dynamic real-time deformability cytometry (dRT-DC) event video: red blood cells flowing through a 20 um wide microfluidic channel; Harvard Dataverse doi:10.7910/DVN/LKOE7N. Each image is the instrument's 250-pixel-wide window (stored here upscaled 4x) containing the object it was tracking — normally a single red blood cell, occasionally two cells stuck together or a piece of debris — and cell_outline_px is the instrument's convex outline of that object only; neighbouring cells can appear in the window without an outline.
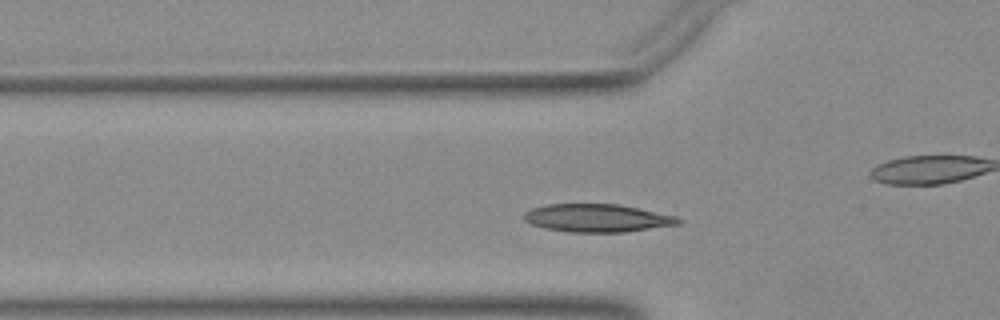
{"species": "Egyptian fruit bat (a non-hibernating species)", "species_latin": "Rousettus aegyptiacus", "temperature_condition": "warm", "stored_images_in_passage": 32, "camera_frame_rate_fps": 3000, "um_per_image_px": 0.085, "animal": {"sex": "female"}, "frame": {"image": 1, "passage_image": 4, "time_ms": 1.0, "image_size_px": [1000, 320], "cell_outline_px": [[684, 224], [624, 232], [572, 232], [544, 228], [532, 224], [524, 220], [524, 212], [532, 208], [548, 204], [620, 204], [676, 216], [684, 220]], "centroid_in_image_um": [50.82, 18.53], "position_along_channel_um": 75.0, "area_um2": 25.32}}
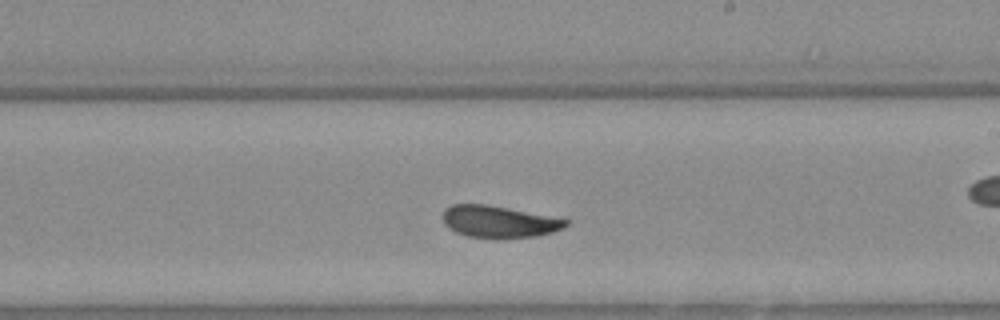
{"frame": {"image": 2, "passage_image": 17, "time_ms": 5.333, "image_size_px": [1000, 320], "cell_outline_px": [[568, 224], [564, 228], [552, 232], [536, 236], [500, 240], [492, 240], [468, 236], [456, 232], [448, 228], [444, 224], [440, 216], [452, 204], [484, 204], [568, 220]], "centroid_in_image_um": [42.35, 18.89], "position_along_channel_um": 246.7, "area_um2": 23.0}}
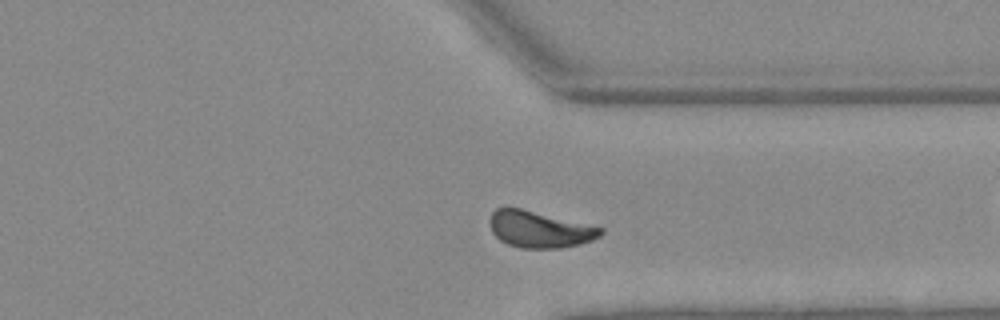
{"frame": {"image": 3, "passage_image": 26, "time_ms": 8.333, "image_size_px": [1000, 320], "cell_outline_px": [[604, 232], [600, 236], [592, 240], [580, 244], [560, 248], [520, 248], [508, 244], [500, 240], [492, 232], [492, 212], [496, 208], [520, 208], [604, 228]], "centroid_in_image_um": [45.9, 19.51], "position_along_channel_um": 365.5, "area_um2": 23.24}}